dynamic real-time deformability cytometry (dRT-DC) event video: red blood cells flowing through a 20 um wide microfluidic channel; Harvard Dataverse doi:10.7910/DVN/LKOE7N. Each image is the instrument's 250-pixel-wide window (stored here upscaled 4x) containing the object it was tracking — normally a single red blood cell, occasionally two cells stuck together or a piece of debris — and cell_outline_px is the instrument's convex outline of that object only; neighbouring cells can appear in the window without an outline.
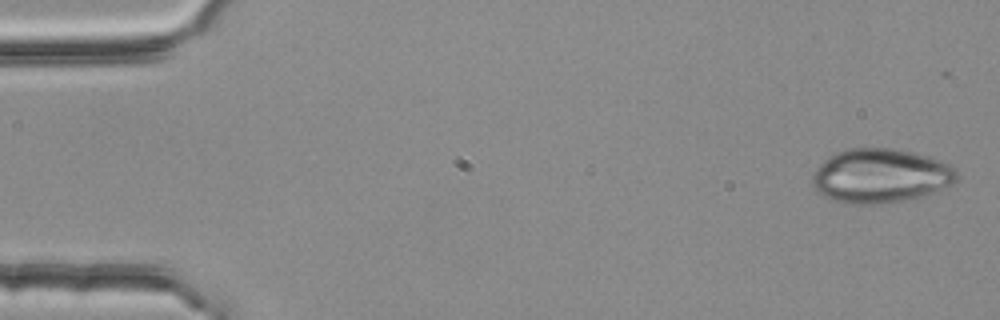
{"species": "common noctule bat (a hibernating species)", "species_latin": "Nyctalus noctula", "temperature_condition": "room temperature", "stored_images_in_passage": 5, "camera_frame_rate_fps": 3000, "um_per_image_px": 0.085, "animal": {"sex": "female", "body_mass_g": 25.1}, "frame": {"image": 1, "passage_image": 1, "time_ms": 0.0, "image_size_px": [1000, 320], "cell_outline_px": [[960, 176], [952, 184], [936, 192], [924, 196], [904, 200], [880, 204], [852, 204], [836, 200], [824, 196], [812, 184], [812, 172], [828, 156], [836, 152], [848, 148], [896, 148], [928, 156], [940, 160], [956, 168]], "centroid_in_image_um": [74.87, 14.94], "position_along_channel_um": 10.1, "area_um2": 45.89}}